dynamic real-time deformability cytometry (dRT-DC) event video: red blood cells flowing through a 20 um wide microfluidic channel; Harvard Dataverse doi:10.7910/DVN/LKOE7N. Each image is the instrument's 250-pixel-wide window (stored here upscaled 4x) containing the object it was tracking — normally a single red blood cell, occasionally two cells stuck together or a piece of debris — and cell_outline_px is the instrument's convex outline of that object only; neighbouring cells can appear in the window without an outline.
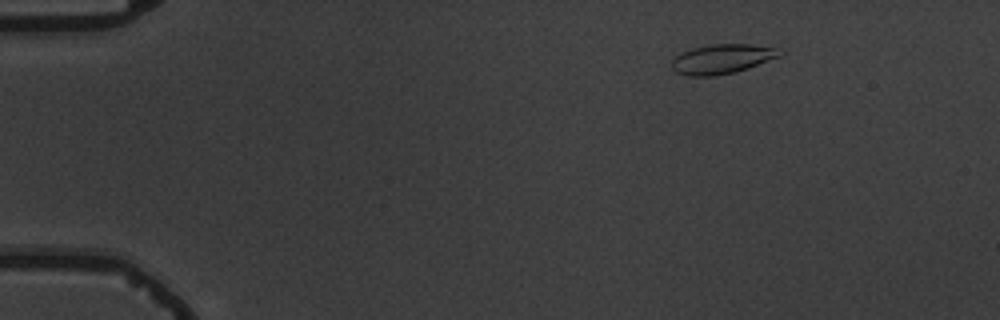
{"species": "common noctule bat (a hibernating species)", "species_latin": "Nyctalus noctula", "temperature_condition": "warm", "stored_images_in_passage": 7, "camera_frame_rate_fps": 3000, "um_per_image_px": 0.085, "animal": {"sex": "male", "body_mass_g": 19.5, "forearm_length_mm": 54.6}, "frame": {"image": 1, "passage_image": 1, "time_ms": 0.0, "image_size_px": [1000, 320], "cell_outline_px": [[780, 56], [748, 68], [716, 76], [688, 76], [676, 72], [672, 68], [672, 60], [676, 56], [692, 48], [712, 44], [748, 44], [776, 48]], "centroid_in_image_um": [61.32, 5.02], "position_along_channel_um": 23.7, "area_um2": 18.21}}
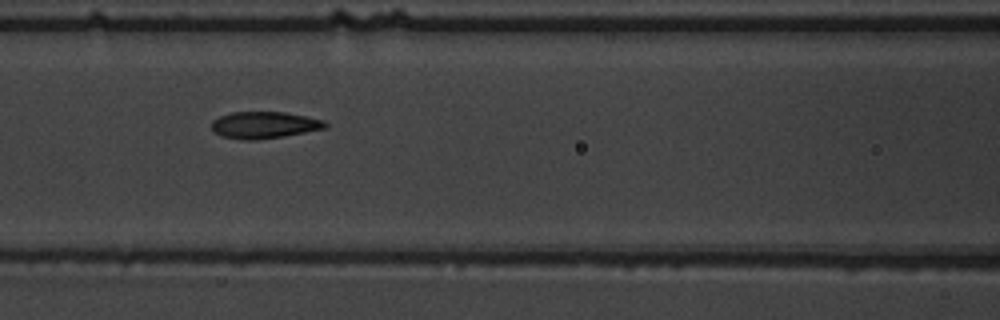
{"frame": {"image": 2, "passage_image": 6, "time_ms": 5.667, "image_size_px": [1000, 320], "cell_outline_px": [[328, 128], [284, 136], [256, 140], [240, 140], [220, 136], [212, 132], [212, 120], [220, 116], [232, 112], [284, 112], [324, 120], [328, 124]], "centroid_in_image_um": [22.44, 10.64], "position_along_channel_um": 144.2, "area_um2": 17.92}}
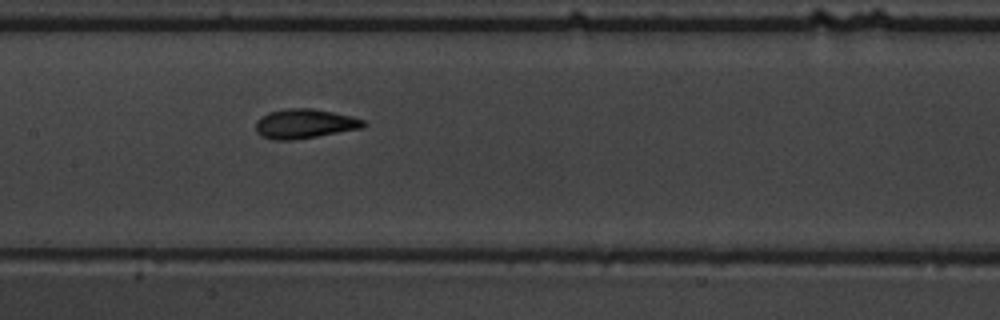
{"frame": {"image": 3, "passage_image": 7, "time_ms": 6.667, "image_size_px": [1000, 320], "cell_outline_px": [[368, 124], [364, 128], [292, 140], [272, 140], [260, 136], [256, 132], [256, 120], [260, 116], [268, 112], [288, 108], [312, 108], [352, 116], [364, 120]], "centroid_in_image_um": [25.88, 10.52], "position_along_channel_um": 181.5, "area_um2": 18.67}}